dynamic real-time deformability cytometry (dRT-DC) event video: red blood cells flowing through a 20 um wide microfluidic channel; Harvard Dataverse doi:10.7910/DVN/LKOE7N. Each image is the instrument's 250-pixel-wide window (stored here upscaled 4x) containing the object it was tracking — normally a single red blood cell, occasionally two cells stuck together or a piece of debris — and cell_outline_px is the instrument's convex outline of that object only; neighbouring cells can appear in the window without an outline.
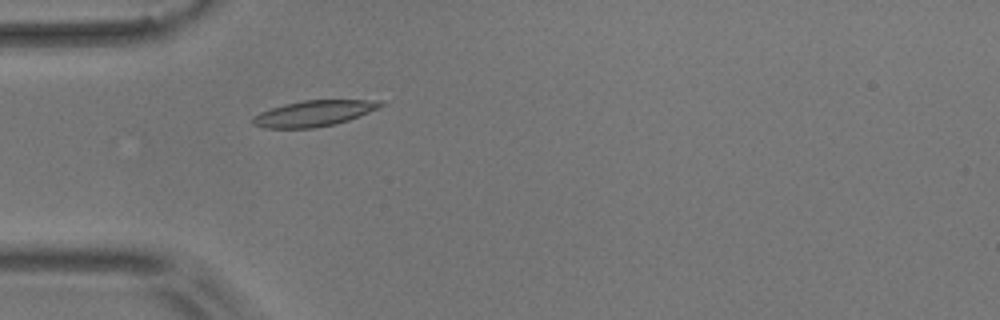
{"species": "common noctule bat (a hibernating species)", "species_latin": "Nyctalus noctula", "temperature_condition": "room temperature", "stored_images_in_passage": 2, "camera_frame_rate_fps": 3000, "um_per_image_px": 0.085, "animal": {"sex": "male", "body_mass_g": 17.9}, "frame": {"image": 1, "passage_image": 2, "time_ms": 2.333, "image_size_px": [1000, 320], "cell_outline_px": [[384, 104], [380, 108], [360, 116], [336, 124], [312, 128], [264, 128], [252, 124], [252, 116], [260, 112], [284, 104], [304, 100], [380, 100]], "centroid_in_image_um": [26.68, 9.64], "position_along_channel_um": 58.3, "area_um2": 19.31}}